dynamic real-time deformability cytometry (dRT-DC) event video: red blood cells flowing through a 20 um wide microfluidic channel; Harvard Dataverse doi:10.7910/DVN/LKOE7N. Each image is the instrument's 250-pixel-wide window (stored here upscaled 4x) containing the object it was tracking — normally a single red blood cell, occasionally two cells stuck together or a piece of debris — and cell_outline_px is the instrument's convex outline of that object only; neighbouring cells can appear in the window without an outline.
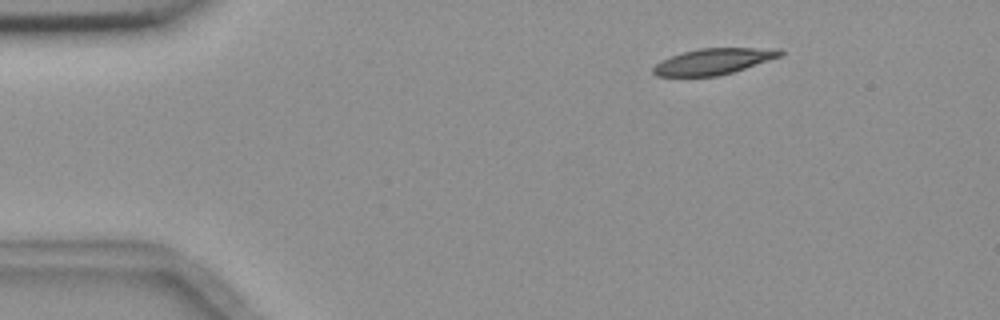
{"species": "common noctule bat (a hibernating species)", "species_latin": "Nyctalus noctula", "temperature_condition": "room temperature", "stored_images_in_passage": 3, "camera_frame_rate_fps": 3000, "um_per_image_px": 0.085, "animal": {"sex": "female", "body_mass_g": 18.4}, "frame": {"image": 1, "passage_image": 1, "time_ms": 0.0, "image_size_px": [1000, 320], "cell_outline_px": [[784, 52], [780, 56], [732, 72], [716, 76], [656, 76], [652, 72], [652, 68], [656, 64], [672, 56], [684, 52], [700, 48], [780, 48]], "centroid_in_image_um": [60.64, 5.21], "position_along_channel_um": 24.4, "area_um2": 18.9}}